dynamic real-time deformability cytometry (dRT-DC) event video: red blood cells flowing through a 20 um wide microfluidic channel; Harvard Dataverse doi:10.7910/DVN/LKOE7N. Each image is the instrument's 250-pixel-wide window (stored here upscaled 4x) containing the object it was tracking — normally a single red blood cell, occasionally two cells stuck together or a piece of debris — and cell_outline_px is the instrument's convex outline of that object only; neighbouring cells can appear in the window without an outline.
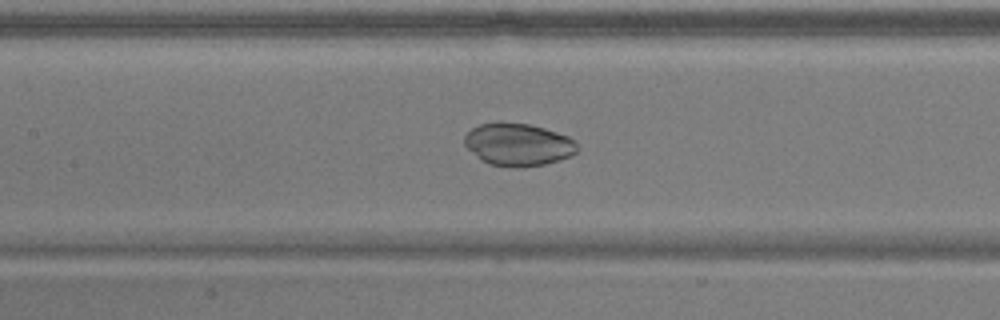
{"species": "common noctule bat (a hibernating species)", "species_latin": "Nyctalus noctula", "temperature_condition": "warm", "stored_images_in_passage": 40, "camera_frame_rate_fps": 3000, "um_per_image_px": 0.085, "animal": {"sex": "male", "body_mass_g": 17.9}, "frame": {"image": 1, "passage_image": 10, "time_ms": 3.0, "image_size_px": [1000, 320], "cell_outline_px": [[580, 148], [576, 152], [568, 156], [544, 164], [524, 168], [512, 168], [488, 164], [480, 160], [464, 144], [464, 136], [472, 128], [480, 124], [528, 124], [544, 128], [568, 136]], "centroid_in_image_um": [44.02, 12.32], "position_along_channel_um": 163.4, "area_um2": 27.57}}
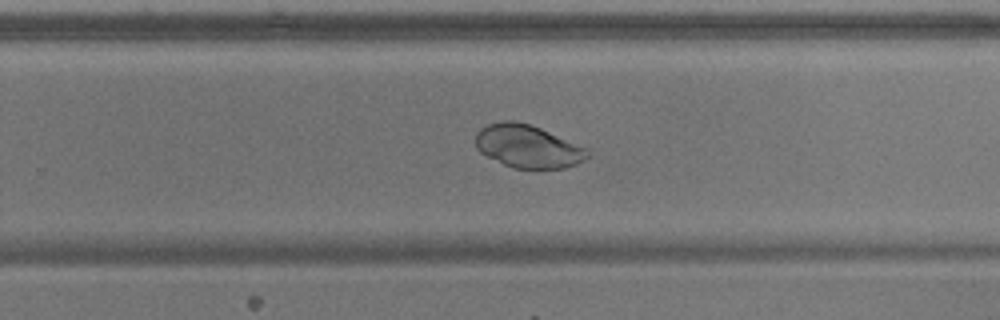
{"frame": {"image": 2, "passage_image": 20, "time_ms": 6.333, "image_size_px": [1000, 320], "cell_outline_px": [[588, 156], [576, 164], [564, 168], [512, 168], [480, 152], [476, 148], [476, 132], [480, 128], [488, 124], [500, 120], [516, 120], [540, 128], [588, 148]], "centroid_in_image_um": [44.84, 12.42], "position_along_channel_um": 285.0, "area_um2": 27.86}}
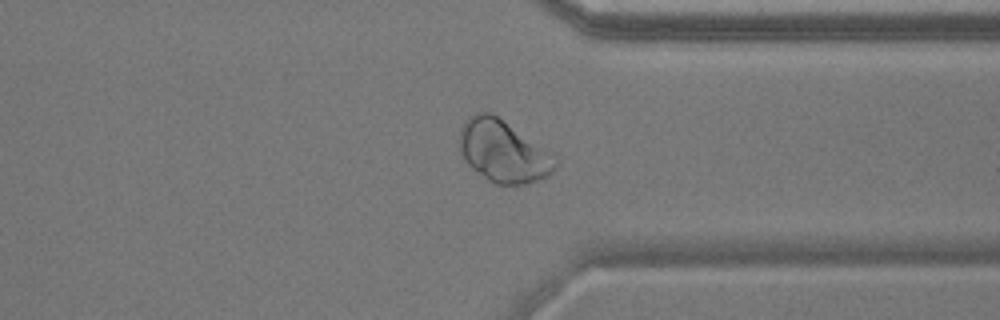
{"frame": {"image": 3, "passage_image": 27, "time_ms": 8.667, "image_size_px": [1000, 320], "cell_outline_px": [[556, 168], [548, 176], [524, 184], [496, 184], [488, 180], [472, 168], [468, 164], [460, 152], [460, 132], [464, 120], [468, 116], [476, 112], [492, 112], [556, 164]], "centroid_in_image_um": [42.6, 12.88], "position_along_channel_um": 368.8, "area_um2": 32.54}}